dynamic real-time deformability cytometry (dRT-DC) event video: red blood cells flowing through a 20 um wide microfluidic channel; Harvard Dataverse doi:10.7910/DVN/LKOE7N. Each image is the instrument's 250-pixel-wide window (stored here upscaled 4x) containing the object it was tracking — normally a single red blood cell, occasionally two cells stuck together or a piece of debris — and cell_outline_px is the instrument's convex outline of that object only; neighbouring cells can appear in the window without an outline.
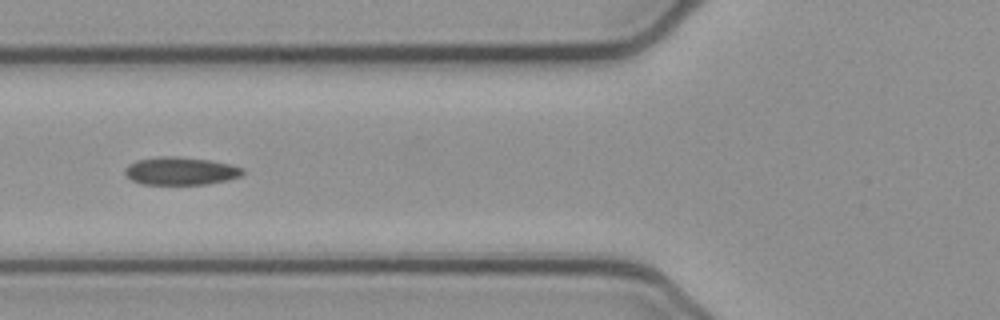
{"species": "common noctule bat (a hibernating species)", "species_latin": "Nyctalus noctula", "temperature_condition": "cold", "stored_images_in_passage": 19, "camera_frame_rate_fps": 3000, "um_per_image_px": 0.085, "animal": {"sex": "female", "body_mass_g": 21.9}, "frame": {"image": 1, "passage_image": 6, "time_ms": 1.667, "image_size_px": [1000, 320], "cell_outline_px": [[244, 172], [240, 176], [228, 180], [208, 184], [144, 184], [132, 180], [124, 172], [124, 168], [128, 164], [136, 160], [160, 156], [176, 156], [208, 160], [228, 164], [244, 168]], "centroid_in_image_um": [15.34, 14.53], "position_along_channel_um": 110.5, "area_um2": 19.07}}
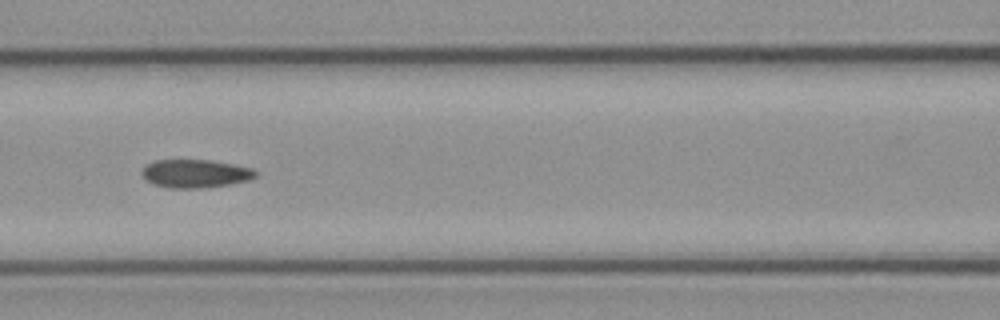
{"frame": {"image": 2, "passage_image": 9, "time_ms": 2.667, "image_size_px": [1000, 320], "cell_outline_px": [[260, 172], [256, 176], [248, 180], [232, 184], [204, 188], [168, 188], [152, 184], [144, 180], [140, 172], [144, 164], [152, 160], [212, 160], [252, 168]], "centroid_in_image_um": [16.55, 14.75], "position_along_channel_um": 150.0, "area_um2": 19.19}}